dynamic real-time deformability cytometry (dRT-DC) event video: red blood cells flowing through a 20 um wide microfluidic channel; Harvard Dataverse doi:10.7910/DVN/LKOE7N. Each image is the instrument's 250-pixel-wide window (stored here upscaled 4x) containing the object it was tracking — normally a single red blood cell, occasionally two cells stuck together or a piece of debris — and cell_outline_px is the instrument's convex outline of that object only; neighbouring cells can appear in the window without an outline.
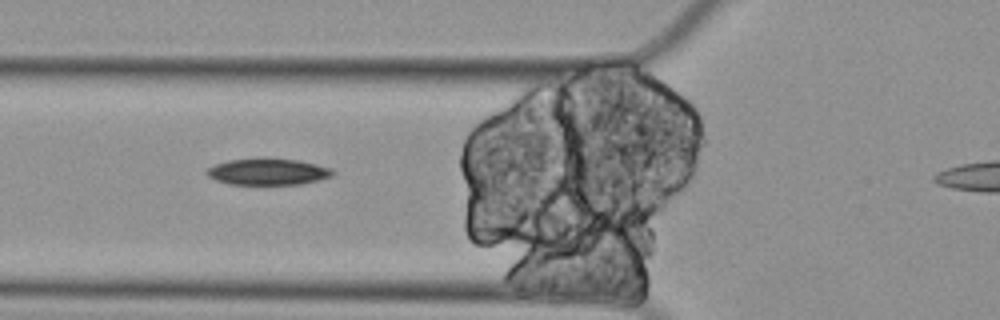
{"species": "Egyptian fruit bat (a non-hibernating species)", "species_latin": "Rousettus aegyptiacus", "temperature_condition": "cold", "stored_images_in_passage": 6, "segment_of_instrument_passage": [1, 2], "camera_frame_rate_fps": 3000, "um_per_image_px": 0.085, "animal": {"sex": "female"}, "frame": {"image": 1, "passage_image": 4, "time_ms": 1.0, "image_size_px": [1000, 320], "cell_outline_px": [[336, 172], [332, 176], [300, 184], [232, 184], [216, 180], [208, 176], [204, 172], [208, 168], [216, 164], [228, 160], [260, 156], [264, 156], [296, 160], [316, 164], [332, 168]], "centroid_in_image_um": [22.76, 14.56], "position_along_channel_um": 103.0, "area_um2": 19.77}}
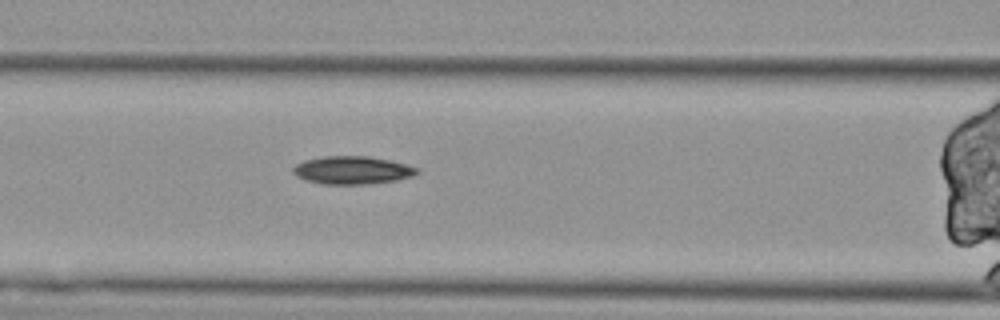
{"frame": {"image": 2, "passage_image": 5, "time_ms": 1.333, "image_size_px": [1000, 320], "cell_outline_px": [[420, 172], [412, 176], [396, 180], [368, 184], [324, 184], [304, 180], [296, 176], [292, 172], [292, 168], [296, 164], [304, 160], [324, 156], [368, 156], [392, 160], [420, 168]], "centroid_in_image_um": [29.95, 14.46], "position_along_channel_um": 136.6, "area_um2": 20.4}}